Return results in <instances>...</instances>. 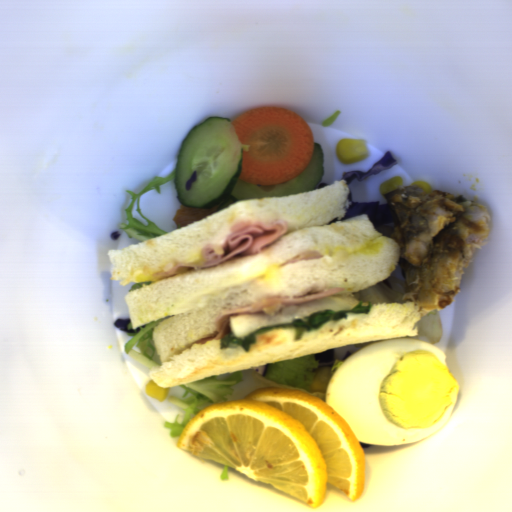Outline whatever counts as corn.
Listing matches in <instances>:
<instances>
[{
  "label": "corn",
  "mask_w": 512,
  "mask_h": 512,
  "mask_svg": "<svg viewBox=\"0 0 512 512\" xmlns=\"http://www.w3.org/2000/svg\"><path fill=\"white\" fill-rule=\"evenodd\" d=\"M398 188H404L402 177L399 176L389 179L379 186L380 194L383 197L385 193L397 190Z\"/></svg>",
  "instance_id": "3"
},
{
  "label": "corn",
  "mask_w": 512,
  "mask_h": 512,
  "mask_svg": "<svg viewBox=\"0 0 512 512\" xmlns=\"http://www.w3.org/2000/svg\"><path fill=\"white\" fill-rule=\"evenodd\" d=\"M411 186H418L420 187L424 192H430V191H434L432 185H430L429 183H427L426 181H417V182H413L411 184Z\"/></svg>",
  "instance_id": "4"
},
{
  "label": "corn",
  "mask_w": 512,
  "mask_h": 512,
  "mask_svg": "<svg viewBox=\"0 0 512 512\" xmlns=\"http://www.w3.org/2000/svg\"><path fill=\"white\" fill-rule=\"evenodd\" d=\"M338 162L349 164L367 159L369 150L361 138H340L335 146Z\"/></svg>",
  "instance_id": "1"
},
{
  "label": "corn",
  "mask_w": 512,
  "mask_h": 512,
  "mask_svg": "<svg viewBox=\"0 0 512 512\" xmlns=\"http://www.w3.org/2000/svg\"><path fill=\"white\" fill-rule=\"evenodd\" d=\"M170 392L169 388L160 387L152 379L146 384L144 394L163 402Z\"/></svg>",
  "instance_id": "2"
}]
</instances>
